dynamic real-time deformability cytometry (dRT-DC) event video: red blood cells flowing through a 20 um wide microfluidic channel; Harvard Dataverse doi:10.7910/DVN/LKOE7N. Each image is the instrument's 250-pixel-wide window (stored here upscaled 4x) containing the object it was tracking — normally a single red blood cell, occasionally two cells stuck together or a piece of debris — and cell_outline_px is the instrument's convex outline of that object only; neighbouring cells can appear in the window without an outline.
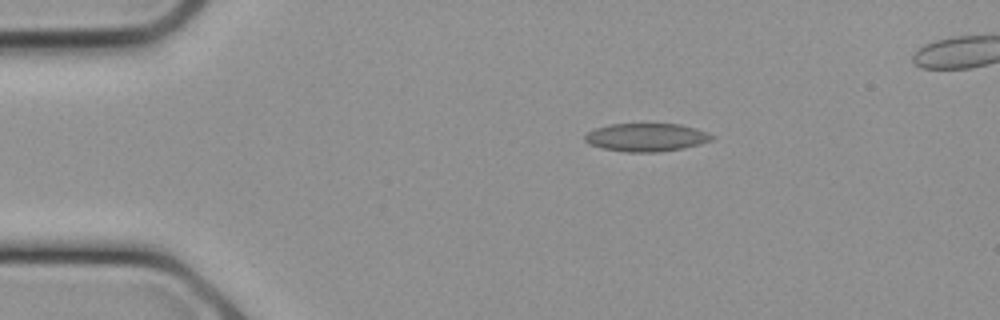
{"species": "common noctule bat (a hibernating species)", "species_latin": "Nyctalus noctula", "temperature_condition": "cold", "stored_images_in_passage": 8, "camera_frame_rate_fps": 3000, "um_per_image_px": 0.085, "animal": {"sex": "female", "body_mass_g": 21.9}, "frame": {"image": 1, "passage_image": 1, "time_ms": 0.0, "image_size_px": [1000, 320], "cell_outline_px": [[716, 136], [712, 140], [700, 144], [684, 148], [656, 152], [624, 152], [600, 148], [588, 144], [584, 140], [584, 136], [588, 132], [596, 128], [612, 124], [680, 124], [696, 128], [708, 132]], "centroid_in_image_um": [54.95, 11.68], "position_along_channel_um": 30.1, "area_um2": 20.98}}
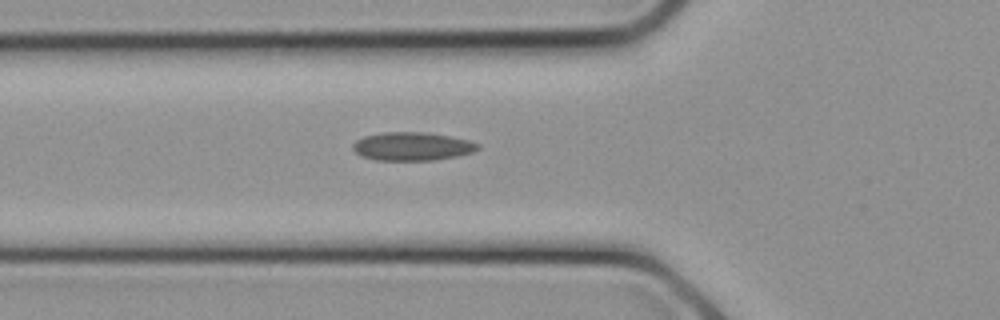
{"frame": {"image": 2, "passage_image": 5, "time_ms": 1.333, "image_size_px": [1000, 320], "cell_outline_px": [[480, 148], [472, 152], [456, 156], [432, 160], [376, 160], [360, 156], [352, 148], [352, 144], [356, 140], [364, 136], [384, 132], [424, 132], [448, 136], [468, 140], [480, 144]], "centroid_in_image_um": [35.01, 12.44], "position_along_channel_um": 90.8, "area_um2": 20.58}}
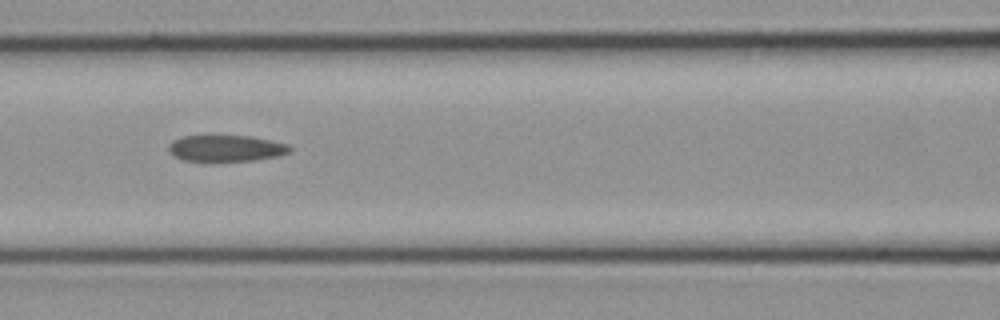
{"frame": {"image": 3, "passage_image": 7, "time_ms": 2.0, "image_size_px": [1000, 320], "cell_outline_px": [[292, 152], [276, 156], [252, 160], [212, 164], [208, 164], [184, 160], [172, 156], [168, 152], [168, 144], [172, 140], [184, 136], [212, 132], [252, 136], [288, 144], [292, 148]], "centroid_in_image_um": [19.11, 12.59], "position_along_channel_um": 147.5, "area_um2": 20.46}}